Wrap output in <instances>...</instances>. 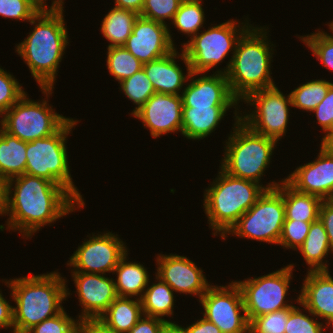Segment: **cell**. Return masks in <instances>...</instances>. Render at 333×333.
I'll use <instances>...</instances> for the list:
<instances>
[{
  "instance_id": "obj_1",
  "label": "cell",
  "mask_w": 333,
  "mask_h": 333,
  "mask_svg": "<svg viewBox=\"0 0 333 333\" xmlns=\"http://www.w3.org/2000/svg\"><path fill=\"white\" fill-rule=\"evenodd\" d=\"M83 207L66 188L48 179L24 173L6 181V229L19 231L26 240Z\"/></svg>"
},
{
  "instance_id": "obj_2",
  "label": "cell",
  "mask_w": 333,
  "mask_h": 333,
  "mask_svg": "<svg viewBox=\"0 0 333 333\" xmlns=\"http://www.w3.org/2000/svg\"><path fill=\"white\" fill-rule=\"evenodd\" d=\"M4 279L11 290L13 306V333H27L35 325L59 314L62 302L70 296L69 288L60 272Z\"/></svg>"
},
{
  "instance_id": "obj_3",
  "label": "cell",
  "mask_w": 333,
  "mask_h": 333,
  "mask_svg": "<svg viewBox=\"0 0 333 333\" xmlns=\"http://www.w3.org/2000/svg\"><path fill=\"white\" fill-rule=\"evenodd\" d=\"M64 12H38L32 32L15 47L40 88H53L69 44Z\"/></svg>"
},
{
  "instance_id": "obj_4",
  "label": "cell",
  "mask_w": 333,
  "mask_h": 333,
  "mask_svg": "<svg viewBox=\"0 0 333 333\" xmlns=\"http://www.w3.org/2000/svg\"><path fill=\"white\" fill-rule=\"evenodd\" d=\"M267 30L266 26L253 24L237 42L226 76L232 94L239 101L253 91L276 86L271 76V59L276 46L268 40Z\"/></svg>"
},
{
  "instance_id": "obj_5",
  "label": "cell",
  "mask_w": 333,
  "mask_h": 333,
  "mask_svg": "<svg viewBox=\"0 0 333 333\" xmlns=\"http://www.w3.org/2000/svg\"><path fill=\"white\" fill-rule=\"evenodd\" d=\"M204 190L203 208L213 236L221 239L237 223L266 190L262 185L233 177L221 168Z\"/></svg>"
},
{
  "instance_id": "obj_6",
  "label": "cell",
  "mask_w": 333,
  "mask_h": 333,
  "mask_svg": "<svg viewBox=\"0 0 333 333\" xmlns=\"http://www.w3.org/2000/svg\"><path fill=\"white\" fill-rule=\"evenodd\" d=\"M224 145V156L219 166L227 174L250 180L262 185L266 190L276 188L275 180L264 186L261 177L271 163L277 141L253 132L241 120L235 121Z\"/></svg>"
},
{
  "instance_id": "obj_7",
  "label": "cell",
  "mask_w": 333,
  "mask_h": 333,
  "mask_svg": "<svg viewBox=\"0 0 333 333\" xmlns=\"http://www.w3.org/2000/svg\"><path fill=\"white\" fill-rule=\"evenodd\" d=\"M78 121L70 118L51 136L26 142L25 174L42 177L62 185L85 206L84 198L72 181L67 154L69 152L65 144Z\"/></svg>"
},
{
  "instance_id": "obj_8",
  "label": "cell",
  "mask_w": 333,
  "mask_h": 333,
  "mask_svg": "<svg viewBox=\"0 0 333 333\" xmlns=\"http://www.w3.org/2000/svg\"><path fill=\"white\" fill-rule=\"evenodd\" d=\"M238 22L230 19L226 22L216 24L207 30L200 31L182 45V51L189 61L193 73H206L212 68L219 66L226 59L228 53L232 56L226 67L217 69L215 73L226 74L231 65L233 54L239 38L252 25L250 20ZM241 23V24H240Z\"/></svg>"
},
{
  "instance_id": "obj_9",
  "label": "cell",
  "mask_w": 333,
  "mask_h": 333,
  "mask_svg": "<svg viewBox=\"0 0 333 333\" xmlns=\"http://www.w3.org/2000/svg\"><path fill=\"white\" fill-rule=\"evenodd\" d=\"M44 100H31L25 93L2 116V129L25 142H32L56 133L70 118L58 114L48 104L53 88H40Z\"/></svg>"
},
{
  "instance_id": "obj_10",
  "label": "cell",
  "mask_w": 333,
  "mask_h": 333,
  "mask_svg": "<svg viewBox=\"0 0 333 333\" xmlns=\"http://www.w3.org/2000/svg\"><path fill=\"white\" fill-rule=\"evenodd\" d=\"M283 180L276 188L265 190L222 240H226L228 235H234L238 238L278 245L285 221Z\"/></svg>"
},
{
  "instance_id": "obj_11",
  "label": "cell",
  "mask_w": 333,
  "mask_h": 333,
  "mask_svg": "<svg viewBox=\"0 0 333 333\" xmlns=\"http://www.w3.org/2000/svg\"><path fill=\"white\" fill-rule=\"evenodd\" d=\"M251 106L248 113H240V120L253 132L272 138L277 142L286 136L289 124L291 97L283 94L277 86L253 91L242 101ZM252 109V110H251ZM245 113V114H244ZM243 114V115H242Z\"/></svg>"
},
{
  "instance_id": "obj_12",
  "label": "cell",
  "mask_w": 333,
  "mask_h": 333,
  "mask_svg": "<svg viewBox=\"0 0 333 333\" xmlns=\"http://www.w3.org/2000/svg\"><path fill=\"white\" fill-rule=\"evenodd\" d=\"M294 265L289 264L267 275L235 281L242 292L248 322L257 316L295 307L286 301Z\"/></svg>"
},
{
  "instance_id": "obj_13",
  "label": "cell",
  "mask_w": 333,
  "mask_h": 333,
  "mask_svg": "<svg viewBox=\"0 0 333 333\" xmlns=\"http://www.w3.org/2000/svg\"><path fill=\"white\" fill-rule=\"evenodd\" d=\"M203 317L214 323L221 333H249L243 296L236 282L211 285L199 299Z\"/></svg>"
},
{
  "instance_id": "obj_14",
  "label": "cell",
  "mask_w": 333,
  "mask_h": 333,
  "mask_svg": "<svg viewBox=\"0 0 333 333\" xmlns=\"http://www.w3.org/2000/svg\"><path fill=\"white\" fill-rule=\"evenodd\" d=\"M118 236L110 231L87 235L89 239H85L68 260L67 266L74 268L71 272L113 274L120 259L129 252Z\"/></svg>"
},
{
  "instance_id": "obj_15",
  "label": "cell",
  "mask_w": 333,
  "mask_h": 333,
  "mask_svg": "<svg viewBox=\"0 0 333 333\" xmlns=\"http://www.w3.org/2000/svg\"><path fill=\"white\" fill-rule=\"evenodd\" d=\"M207 74L191 73V82L181 93L183 107H233L234 121L240 120V101L232 94L226 74Z\"/></svg>"
},
{
  "instance_id": "obj_16",
  "label": "cell",
  "mask_w": 333,
  "mask_h": 333,
  "mask_svg": "<svg viewBox=\"0 0 333 333\" xmlns=\"http://www.w3.org/2000/svg\"><path fill=\"white\" fill-rule=\"evenodd\" d=\"M155 275L166 282L174 292L194 295L200 299L209 284L202 268L186 256L178 254H158Z\"/></svg>"
},
{
  "instance_id": "obj_17",
  "label": "cell",
  "mask_w": 333,
  "mask_h": 333,
  "mask_svg": "<svg viewBox=\"0 0 333 333\" xmlns=\"http://www.w3.org/2000/svg\"><path fill=\"white\" fill-rule=\"evenodd\" d=\"M168 26L138 16L123 47L143 64L164 57L176 47Z\"/></svg>"
},
{
  "instance_id": "obj_18",
  "label": "cell",
  "mask_w": 333,
  "mask_h": 333,
  "mask_svg": "<svg viewBox=\"0 0 333 333\" xmlns=\"http://www.w3.org/2000/svg\"><path fill=\"white\" fill-rule=\"evenodd\" d=\"M318 157L296 167L284 180L295 190L329 200L333 195V150L324 142Z\"/></svg>"
},
{
  "instance_id": "obj_19",
  "label": "cell",
  "mask_w": 333,
  "mask_h": 333,
  "mask_svg": "<svg viewBox=\"0 0 333 333\" xmlns=\"http://www.w3.org/2000/svg\"><path fill=\"white\" fill-rule=\"evenodd\" d=\"M182 107L181 95L155 92L132 117L142 121L151 137L157 139L164 134L181 133Z\"/></svg>"
},
{
  "instance_id": "obj_20",
  "label": "cell",
  "mask_w": 333,
  "mask_h": 333,
  "mask_svg": "<svg viewBox=\"0 0 333 333\" xmlns=\"http://www.w3.org/2000/svg\"><path fill=\"white\" fill-rule=\"evenodd\" d=\"M76 287L79 306L82 307L79 320L98 319L118 297L114 279L104 274L71 272Z\"/></svg>"
},
{
  "instance_id": "obj_21",
  "label": "cell",
  "mask_w": 333,
  "mask_h": 333,
  "mask_svg": "<svg viewBox=\"0 0 333 333\" xmlns=\"http://www.w3.org/2000/svg\"><path fill=\"white\" fill-rule=\"evenodd\" d=\"M305 278V279H304ZM303 278L299 301L317 318L323 319L327 329L333 328V276L329 271H307Z\"/></svg>"
},
{
  "instance_id": "obj_22",
  "label": "cell",
  "mask_w": 333,
  "mask_h": 333,
  "mask_svg": "<svg viewBox=\"0 0 333 333\" xmlns=\"http://www.w3.org/2000/svg\"><path fill=\"white\" fill-rule=\"evenodd\" d=\"M180 52L179 54L176 47L166 56L143 64V70L152 83L155 92L181 95L180 93L184 90L185 83H188L192 71L182 49ZM177 58H180L187 67L186 75L177 64Z\"/></svg>"
},
{
  "instance_id": "obj_23",
  "label": "cell",
  "mask_w": 333,
  "mask_h": 333,
  "mask_svg": "<svg viewBox=\"0 0 333 333\" xmlns=\"http://www.w3.org/2000/svg\"><path fill=\"white\" fill-rule=\"evenodd\" d=\"M232 107H182L181 135L189 140H203L216 130Z\"/></svg>"
},
{
  "instance_id": "obj_24",
  "label": "cell",
  "mask_w": 333,
  "mask_h": 333,
  "mask_svg": "<svg viewBox=\"0 0 333 333\" xmlns=\"http://www.w3.org/2000/svg\"><path fill=\"white\" fill-rule=\"evenodd\" d=\"M128 252L120 259L118 265L115 267L113 274L116 272L115 288L117 295L120 297H136L141 299L144 291L151 279H149V272L146 267L140 262H127Z\"/></svg>"
},
{
  "instance_id": "obj_25",
  "label": "cell",
  "mask_w": 333,
  "mask_h": 333,
  "mask_svg": "<svg viewBox=\"0 0 333 333\" xmlns=\"http://www.w3.org/2000/svg\"><path fill=\"white\" fill-rule=\"evenodd\" d=\"M142 316L140 299L118 296L98 319L116 333H128Z\"/></svg>"
},
{
  "instance_id": "obj_26",
  "label": "cell",
  "mask_w": 333,
  "mask_h": 333,
  "mask_svg": "<svg viewBox=\"0 0 333 333\" xmlns=\"http://www.w3.org/2000/svg\"><path fill=\"white\" fill-rule=\"evenodd\" d=\"M297 250L308 265V272L330 270L327 264L329 261L325 258L332 251L325 227L319 219L311 223L305 241Z\"/></svg>"
},
{
  "instance_id": "obj_27",
  "label": "cell",
  "mask_w": 333,
  "mask_h": 333,
  "mask_svg": "<svg viewBox=\"0 0 333 333\" xmlns=\"http://www.w3.org/2000/svg\"><path fill=\"white\" fill-rule=\"evenodd\" d=\"M26 142L0 130V178L7 181L23 175L26 167Z\"/></svg>"
},
{
  "instance_id": "obj_28",
  "label": "cell",
  "mask_w": 333,
  "mask_h": 333,
  "mask_svg": "<svg viewBox=\"0 0 333 333\" xmlns=\"http://www.w3.org/2000/svg\"><path fill=\"white\" fill-rule=\"evenodd\" d=\"M285 219L313 223L319 219L322 199L315 195L299 192L283 180Z\"/></svg>"
},
{
  "instance_id": "obj_29",
  "label": "cell",
  "mask_w": 333,
  "mask_h": 333,
  "mask_svg": "<svg viewBox=\"0 0 333 333\" xmlns=\"http://www.w3.org/2000/svg\"><path fill=\"white\" fill-rule=\"evenodd\" d=\"M155 283L147 286L142 296L141 304L143 315L157 317L163 320L165 316L172 317L175 296L172 288L155 275Z\"/></svg>"
},
{
  "instance_id": "obj_30",
  "label": "cell",
  "mask_w": 333,
  "mask_h": 333,
  "mask_svg": "<svg viewBox=\"0 0 333 333\" xmlns=\"http://www.w3.org/2000/svg\"><path fill=\"white\" fill-rule=\"evenodd\" d=\"M139 14L131 10L111 8L101 23V33L110 43L109 47L123 46L132 33Z\"/></svg>"
},
{
  "instance_id": "obj_31",
  "label": "cell",
  "mask_w": 333,
  "mask_h": 333,
  "mask_svg": "<svg viewBox=\"0 0 333 333\" xmlns=\"http://www.w3.org/2000/svg\"><path fill=\"white\" fill-rule=\"evenodd\" d=\"M202 0H183L178 11L170 22L190 39L200 32L205 22V13Z\"/></svg>"
},
{
  "instance_id": "obj_32",
  "label": "cell",
  "mask_w": 333,
  "mask_h": 333,
  "mask_svg": "<svg viewBox=\"0 0 333 333\" xmlns=\"http://www.w3.org/2000/svg\"><path fill=\"white\" fill-rule=\"evenodd\" d=\"M332 84L333 82L324 79H313L304 84H299V87H295L290 92L292 107L309 113L312 112L326 97Z\"/></svg>"
},
{
  "instance_id": "obj_33",
  "label": "cell",
  "mask_w": 333,
  "mask_h": 333,
  "mask_svg": "<svg viewBox=\"0 0 333 333\" xmlns=\"http://www.w3.org/2000/svg\"><path fill=\"white\" fill-rule=\"evenodd\" d=\"M107 50V69L118 83L143 69V63L123 46L109 47Z\"/></svg>"
},
{
  "instance_id": "obj_34",
  "label": "cell",
  "mask_w": 333,
  "mask_h": 333,
  "mask_svg": "<svg viewBox=\"0 0 333 333\" xmlns=\"http://www.w3.org/2000/svg\"><path fill=\"white\" fill-rule=\"evenodd\" d=\"M119 84V89L135 104V108L130 115H133L140 109L155 93L153 85L143 69L137 71L129 78L124 79Z\"/></svg>"
},
{
  "instance_id": "obj_35",
  "label": "cell",
  "mask_w": 333,
  "mask_h": 333,
  "mask_svg": "<svg viewBox=\"0 0 333 333\" xmlns=\"http://www.w3.org/2000/svg\"><path fill=\"white\" fill-rule=\"evenodd\" d=\"M296 297V303L301 305L300 307H304V309L295 306L289 312L285 333H324V329L326 330V324L319 322L318 318L300 303L299 296ZM305 312H308L310 315L305 314Z\"/></svg>"
},
{
  "instance_id": "obj_36",
  "label": "cell",
  "mask_w": 333,
  "mask_h": 333,
  "mask_svg": "<svg viewBox=\"0 0 333 333\" xmlns=\"http://www.w3.org/2000/svg\"><path fill=\"white\" fill-rule=\"evenodd\" d=\"M298 38L311 49L313 56L324 68L333 71V37L329 33L318 29L310 35L298 36Z\"/></svg>"
},
{
  "instance_id": "obj_37",
  "label": "cell",
  "mask_w": 333,
  "mask_h": 333,
  "mask_svg": "<svg viewBox=\"0 0 333 333\" xmlns=\"http://www.w3.org/2000/svg\"><path fill=\"white\" fill-rule=\"evenodd\" d=\"M292 309L284 308L253 318L249 322V333H285L288 315Z\"/></svg>"
},
{
  "instance_id": "obj_38",
  "label": "cell",
  "mask_w": 333,
  "mask_h": 333,
  "mask_svg": "<svg viewBox=\"0 0 333 333\" xmlns=\"http://www.w3.org/2000/svg\"><path fill=\"white\" fill-rule=\"evenodd\" d=\"M183 0H144L139 16L166 24L165 20L172 21Z\"/></svg>"
},
{
  "instance_id": "obj_39",
  "label": "cell",
  "mask_w": 333,
  "mask_h": 333,
  "mask_svg": "<svg viewBox=\"0 0 333 333\" xmlns=\"http://www.w3.org/2000/svg\"><path fill=\"white\" fill-rule=\"evenodd\" d=\"M25 93L19 81L10 72L0 67V117Z\"/></svg>"
},
{
  "instance_id": "obj_40",
  "label": "cell",
  "mask_w": 333,
  "mask_h": 333,
  "mask_svg": "<svg viewBox=\"0 0 333 333\" xmlns=\"http://www.w3.org/2000/svg\"><path fill=\"white\" fill-rule=\"evenodd\" d=\"M310 226V222L285 219L278 245L297 251L305 241Z\"/></svg>"
},
{
  "instance_id": "obj_41",
  "label": "cell",
  "mask_w": 333,
  "mask_h": 333,
  "mask_svg": "<svg viewBox=\"0 0 333 333\" xmlns=\"http://www.w3.org/2000/svg\"><path fill=\"white\" fill-rule=\"evenodd\" d=\"M79 319H74L63 309L59 314L35 325L27 333H77Z\"/></svg>"
},
{
  "instance_id": "obj_42",
  "label": "cell",
  "mask_w": 333,
  "mask_h": 333,
  "mask_svg": "<svg viewBox=\"0 0 333 333\" xmlns=\"http://www.w3.org/2000/svg\"><path fill=\"white\" fill-rule=\"evenodd\" d=\"M37 13L28 0H0V16L3 18L30 22Z\"/></svg>"
},
{
  "instance_id": "obj_43",
  "label": "cell",
  "mask_w": 333,
  "mask_h": 333,
  "mask_svg": "<svg viewBox=\"0 0 333 333\" xmlns=\"http://www.w3.org/2000/svg\"><path fill=\"white\" fill-rule=\"evenodd\" d=\"M312 112L325 133L321 142H325L333 134V84L329 87L326 97Z\"/></svg>"
},
{
  "instance_id": "obj_44",
  "label": "cell",
  "mask_w": 333,
  "mask_h": 333,
  "mask_svg": "<svg viewBox=\"0 0 333 333\" xmlns=\"http://www.w3.org/2000/svg\"><path fill=\"white\" fill-rule=\"evenodd\" d=\"M167 323L172 321L143 315L128 333H160Z\"/></svg>"
},
{
  "instance_id": "obj_45",
  "label": "cell",
  "mask_w": 333,
  "mask_h": 333,
  "mask_svg": "<svg viewBox=\"0 0 333 333\" xmlns=\"http://www.w3.org/2000/svg\"><path fill=\"white\" fill-rule=\"evenodd\" d=\"M319 220L325 227L333 253V204L329 200L322 201L319 209Z\"/></svg>"
},
{
  "instance_id": "obj_46",
  "label": "cell",
  "mask_w": 333,
  "mask_h": 333,
  "mask_svg": "<svg viewBox=\"0 0 333 333\" xmlns=\"http://www.w3.org/2000/svg\"><path fill=\"white\" fill-rule=\"evenodd\" d=\"M77 333H116L99 319L79 320Z\"/></svg>"
},
{
  "instance_id": "obj_47",
  "label": "cell",
  "mask_w": 333,
  "mask_h": 333,
  "mask_svg": "<svg viewBox=\"0 0 333 333\" xmlns=\"http://www.w3.org/2000/svg\"><path fill=\"white\" fill-rule=\"evenodd\" d=\"M3 296L0 291V329L12 328L10 331L13 333V306Z\"/></svg>"
},
{
  "instance_id": "obj_48",
  "label": "cell",
  "mask_w": 333,
  "mask_h": 333,
  "mask_svg": "<svg viewBox=\"0 0 333 333\" xmlns=\"http://www.w3.org/2000/svg\"><path fill=\"white\" fill-rule=\"evenodd\" d=\"M185 333H221L220 329L206 318L202 317L186 327L180 325Z\"/></svg>"
},
{
  "instance_id": "obj_49",
  "label": "cell",
  "mask_w": 333,
  "mask_h": 333,
  "mask_svg": "<svg viewBox=\"0 0 333 333\" xmlns=\"http://www.w3.org/2000/svg\"><path fill=\"white\" fill-rule=\"evenodd\" d=\"M37 12H63L64 0H52L51 6H47L48 0H28ZM49 7V8H48Z\"/></svg>"
},
{
  "instance_id": "obj_50",
  "label": "cell",
  "mask_w": 333,
  "mask_h": 333,
  "mask_svg": "<svg viewBox=\"0 0 333 333\" xmlns=\"http://www.w3.org/2000/svg\"><path fill=\"white\" fill-rule=\"evenodd\" d=\"M114 4L115 8L131 10L140 15L144 5V0H115Z\"/></svg>"
},
{
  "instance_id": "obj_51",
  "label": "cell",
  "mask_w": 333,
  "mask_h": 333,
  "mask_svg": "<svg viewBox=\"0 0 333 333\" xmlns=\"http://www.w3.org/2000/svg\"><path fill=\"white\" fill-rule=\"evenodd\" d=\"M6 214V181L0 178V216Z\"/></svg>"
},
{
  "instance_id": "obj_52",
  "label": "cell",
  "mask_w": 333,
  "mask_h": 333,
  "mask_svg": "<svg viewBox=\"0 0 333 333\" xmlns=\"http://www.w3.org/2000/svg\"><path fill=\"white\" fill-rule=\"evenodd\" d=\"M160 333H185L180 325L176 322L167 323Z\"/></svg>"
},
{
  "instance_id": "obj_53",
  "label": "cell",
  "mask_w": 333,
  "mask_h": 333,
  "mask_svg": "<svg viewBox=\"0 0 333 333\" xmlns=\"http://www.w3.org/2000/svg\"><path fill=\"white\" fill-rule=\"evenodd\" d=\"M333 150V134L324 142Z\"/></svg>"
},
{
  "instance_id": "obj_54",
  "label": "cell",
  "mask_w": 333,
  "mask_h": 333,
  "mask_svg": "<svg viewBox=\"0 0 333 333\" xmlns=\"http://www.w3.org/2000/svg\"><path fill=\"white\" fill-rule=\"evenodd\" d=\"M326 25H328L329 30L331 29L330 31H332V34H330V35L333 37V21H332V22L330 21V22H329L328 24H326Z\"/></svg>"
},
{
  "instance_id": "obj_55",
  "label": "cell",
  "mask_w": 333,
  "mask_h": 333,
  "mask_svg": "<svg viewBox=\"0 0 333 333\" xmlns=\"http://www.w3.org/2000/svg\"><path fill=\"white\" fill-rule=\"evenodd\" d=\"M329 201L333 204V195L331 196V198L329 199Z\"/></svg>"
},
{
  "instance_id": "obj_56",
  "label": "cell",
  "mask_w": 333,
  "mask_h": 333,
  "mask_svg": "<svg viewBox=\"0 0 333 333\" xmlns=\"http://www.w3.org/2000/svg\"><path fill=\"white\" fill-rule=\"evenodd\" d=\"M2 128V119H0V130Z\"/></svg>"
}]
</instances>
